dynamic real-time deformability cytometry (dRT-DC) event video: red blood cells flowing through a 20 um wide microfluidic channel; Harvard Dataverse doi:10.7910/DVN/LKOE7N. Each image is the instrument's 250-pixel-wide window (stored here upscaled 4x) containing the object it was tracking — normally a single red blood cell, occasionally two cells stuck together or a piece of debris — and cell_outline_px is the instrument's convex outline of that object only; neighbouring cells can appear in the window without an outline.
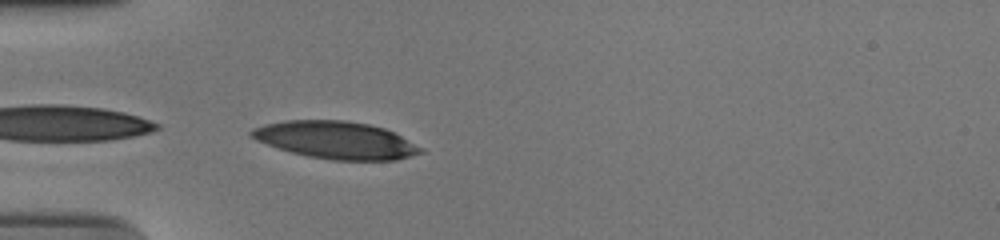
{"species": "human", "species_latin": "Homo sapiens", "temperature_condition": "cold", "stored_images_in_passage": 37, "camera_frame_rate_fps": 3000, "um_per_image_px": 0.085, "donor": {"sex": "male"}, "frame": {"image": 1, "passage_image": 1, "time_ms": 0.0, "image_size_px": [1000, 240], "cell_outline_px": [[424, 152], [396, 160], [332, 160], [308, 156], [292, 152], [256, 140], [248, 136], [248, 132], [252, 128], [264, 124], [284, 120], [344, 120], [368, 124], [384, 128], [424, 148]], "centroid_in_image_um": [28.53, 11.9], "position_along_channel_um": 56.5, "area_um2": 36.76}}
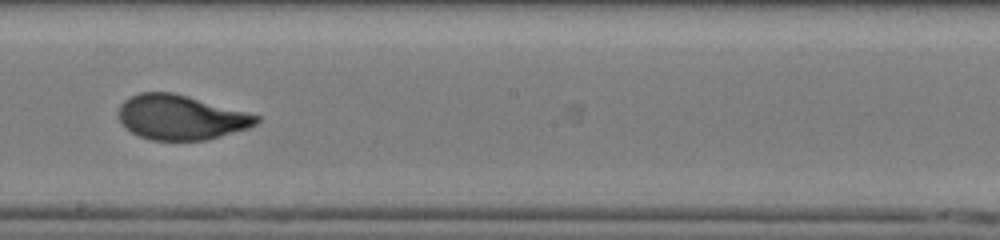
{"frame": {"image": 2, "passage_image": 16, "time_ms": 5.0, "image_size_px": [1000, 240], "cell_outline_px": [[260, 120], [256, 124], [248, 128], [208, 140], [152, 140], [140, 136], [124, 128], [116, 116], [116, 112], [120, 104], [124, 100], [140, 92], [172, 92], [188, 96], [260, 116]], "centroid_in_image_um": [15.31, 9.98], "position_along_channel_um": 232.9, "area_um2": 36.01}}
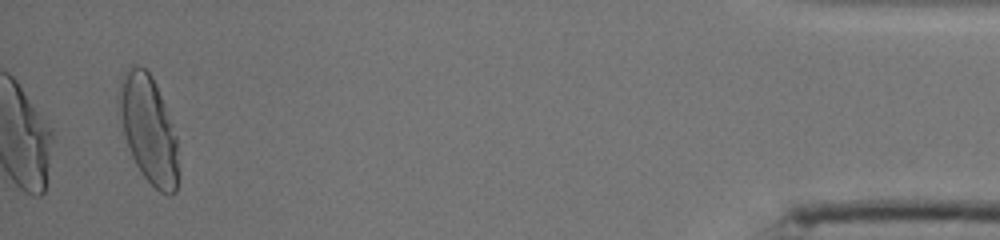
{"frame": {"image": 3, "passage_image": 37, "time_ms": 12.0, "image_size_px": [1000, 240], "cell_outline_px": [[176, 192], [168, 196], [160, 192], [140, 172], [128, 148], [124, 136], [116, 100], [116, 96], [120, 80], [124, 72], [132, 64], [140, 64], [152, 76], [156, 84], [172, 124], [176, 136]], "centroid_in_image_um": [12.56, 10.91], "position_along_channel_um": 422.6, "area_um2": 36.99}, "authors_computed_cell_mechanics": {"area_um2": 36.6452, "velocity_mm_per_s": 3.7319, "shape_relaxation_time_tau1_ms": 4.3849, "shape_relaxation_time_tau2_ms": null, "deformation_change_tau1": 0.2056, "deformation_change_tau2": null}}